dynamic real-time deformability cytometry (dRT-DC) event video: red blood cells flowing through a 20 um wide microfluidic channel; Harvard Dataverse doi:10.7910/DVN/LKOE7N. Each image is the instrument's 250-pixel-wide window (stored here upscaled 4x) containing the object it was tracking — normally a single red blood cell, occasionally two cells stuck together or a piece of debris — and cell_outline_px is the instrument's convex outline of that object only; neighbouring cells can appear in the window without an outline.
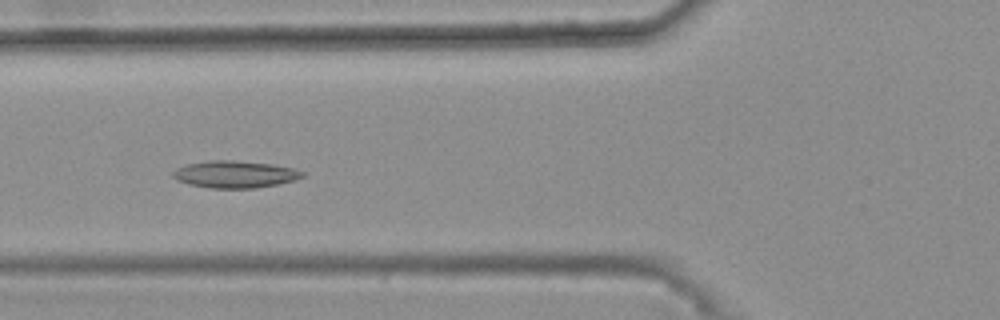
{"species": "common noctule bat (a hibernating species)", "species_latin": "Nyctalus noctula", "temperature_condition": "warm", "stored_images_in_passage": 47, "camera_frame_rate_fps": 3000, "um_per_image_px": 0.085, "animal": {"sex": "female", "body_mass_g": 25.1}, "frame": {"image": 1, "passage_image": 21, "time_ms": 6.667, "image_size_px": [1000, 320], "cell_outline_px": [[304, 176], [296, 180], [256, 188], [208, 188], [188, 184], [176, 180], [172, 176], [172, 172], [176, 168], [184, 164], [208, 160], [232, 160], [272, 164], [296, 168], [304, 172]], "centroid_in_image_um": [19.94, 14.81], "position_along_channel_um": 105.9, "area_um2": 20.69}}
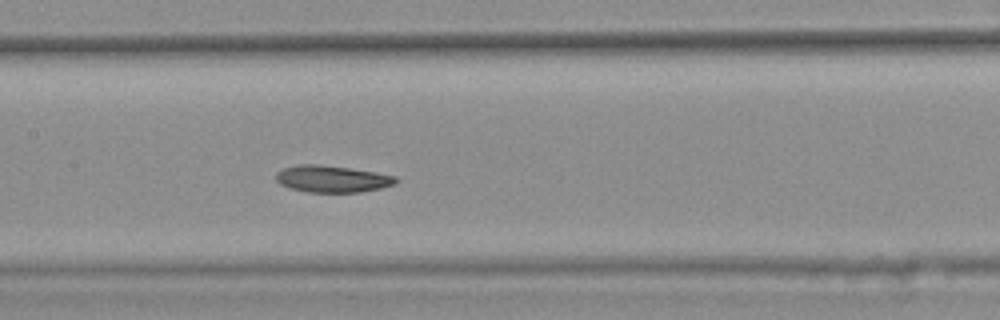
{"frame": {"image": 2, "passage_image": 27, "time_ms": 8.667, "image_size_px": [1000, 320], "cell_outline_px": [[400, 180], [396, 184], [380, 188], [360, 192], [308, 192], [288, 188], [280, 184], [276, 180], [276, 172], [284, 168], [300, 164], [320, 164], [376, 172], [396, 176]], "centroid_in_image_um": [28.24, 15.21], "position_along_channel_um": 179.2, "area_um2": 18.84}}
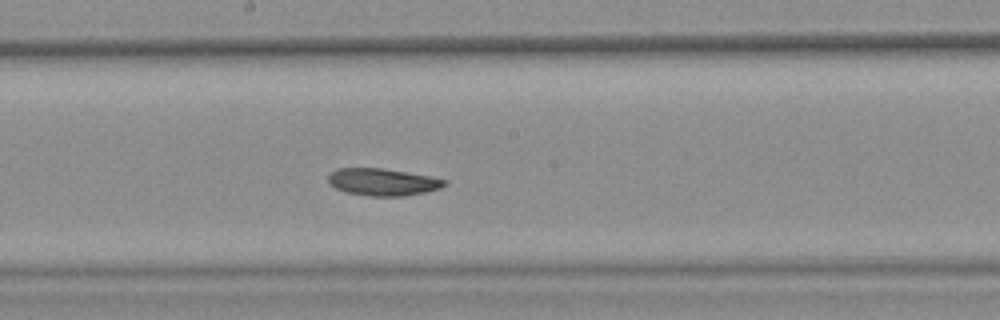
{"frame": {"image": 3, "passage_image": 30, "time_ms": 9.667, "image_size_px": [1000, 320], "cell_outline_px": [[448, 184], [440, 188], [424, 192], [404, 196], [372, 196], [344, 192], [328, 184], [328, 176], [336, 168], [384, 168], [428, 176], [448, 180]], "centroid_in_image_um": [32.51, 15.47], "position_along_channel_um": 215.7, "area_um2": 18.44}}